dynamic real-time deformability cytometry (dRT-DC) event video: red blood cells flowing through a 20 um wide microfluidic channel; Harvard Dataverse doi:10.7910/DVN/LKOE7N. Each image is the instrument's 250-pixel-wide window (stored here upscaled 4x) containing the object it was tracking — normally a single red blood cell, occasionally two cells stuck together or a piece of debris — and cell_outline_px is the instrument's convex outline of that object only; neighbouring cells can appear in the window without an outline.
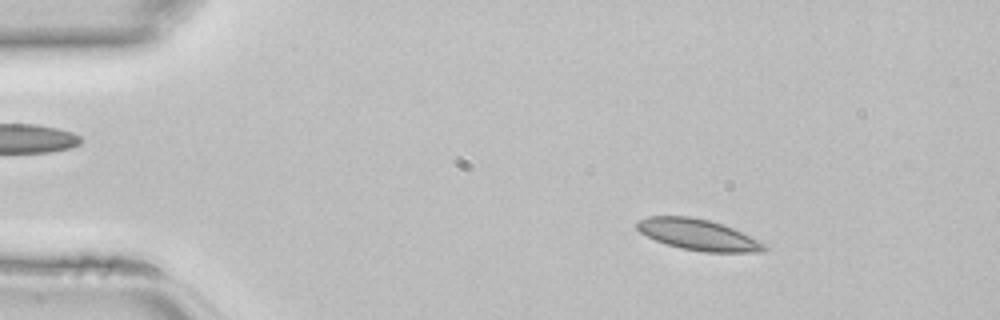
{"species": "common noctule bat (a hibernating species)", "species_latin": "Nyctalus noctula", "temperature_condition": "room temperature", "stored_images_in_passage": 44, "camera_frame_rate_fps": 3000, "um_per_image_px": 0.085, "animal": {"sex": "female", "body_mass_g": 22.7, "forearm_length_mm": 54.2}, "frame": {"image": 1, "passage_image": 6, "time_ms": 1.667, "image_size_px": [1000, 320], "cell_outline_px": [[768, 248], [764, 252], [704, 252], [680, 248], [656, 240], [640, 232], [636, 228], [636, 220], [648, 216], [688, 216], [708, 220], [724, 224], [764, 244]], "centroid_in_image_um": [59.3, 19.94], "position_along_channel_um": 25.7, "area_um2": 22.83}}
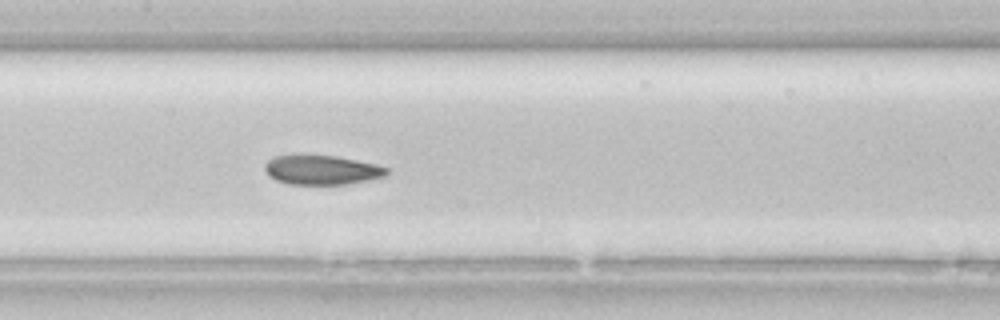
{"frame": {"image": 2, "passage_image": 21, "time_ms": 6.667, "image_size_px": [1000, 320], "cell_outline_px": [[388, 172], [384, 176], [344, 184], [288, 184], [276, 180], [264, 168], [264, 164], [272, 156], [300, 152], [336, 156], [376, 164], [388, 168]], "centroid_in_image_um": [27.27, 14.39], "position_along_channel_um": 180.1, "area_um2": 21.27}}
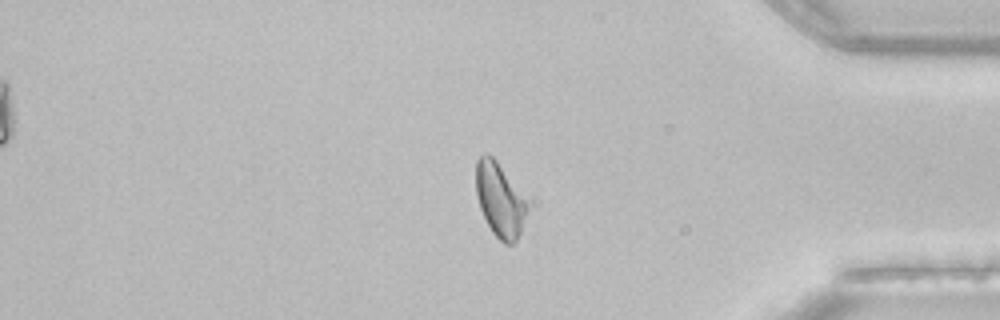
{"frame": {"image": 3, "passage_image": 37, "time_ms": 12.0, "image_size_px": [1000, 320], "cell_outline_px": [[528, 208], [520, 232], [516, 240], [512, 244], [504, 244], [492, 232], [480, 208], [476, 196], [476, 160], [484, 152], [488, 152], [496, 160], [528, 200]], "centroid_in_image_um": [42.48, 16.96], "position_along_channel_um": 392.7, "area_um2": 22.14}}